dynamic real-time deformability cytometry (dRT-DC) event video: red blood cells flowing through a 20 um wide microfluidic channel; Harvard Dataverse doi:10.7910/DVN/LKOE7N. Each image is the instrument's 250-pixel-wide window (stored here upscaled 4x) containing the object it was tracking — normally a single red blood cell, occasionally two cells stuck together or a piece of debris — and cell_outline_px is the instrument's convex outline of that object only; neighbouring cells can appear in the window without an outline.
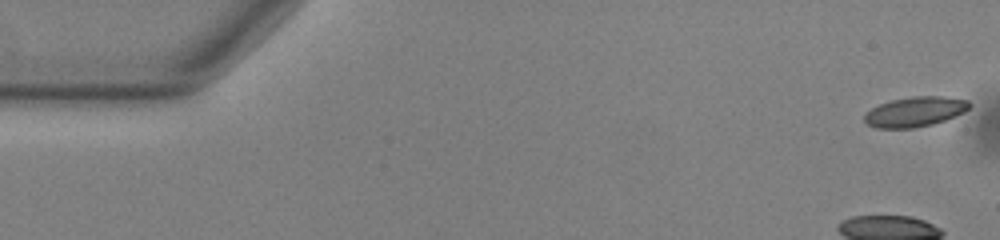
{"species": "common noctule bat (a hibernating species)", "species_latin": "Nyctalus noctula", "temperature_condition": "warm", "stored_images_in_passage": 40, "camera_frame_rate_fps": 3000, "um_per_image_px": 0.085, "animal": {"sex": "male", "body_mass_g": 13.0, "forearm_length_mm": 53.1}, "frame": {"image": 1, "passage_image": 1, "time_ms": 0.0, "image_size_px": [1000, 240], "cell_outline_px": [[972, 104], [964, 112], [944, 120], [932, 124], [912, 128], [876, 128], [868, 124], [864, 120], [864, 116], [872, 108], [880, 104], [892, 100], [912, 96], [944, 96], [968, 100]], "centroid_in_image_um": [77.79, 9.49], "position_along_channel_um": 7.2, "area_um2": 18.15}}